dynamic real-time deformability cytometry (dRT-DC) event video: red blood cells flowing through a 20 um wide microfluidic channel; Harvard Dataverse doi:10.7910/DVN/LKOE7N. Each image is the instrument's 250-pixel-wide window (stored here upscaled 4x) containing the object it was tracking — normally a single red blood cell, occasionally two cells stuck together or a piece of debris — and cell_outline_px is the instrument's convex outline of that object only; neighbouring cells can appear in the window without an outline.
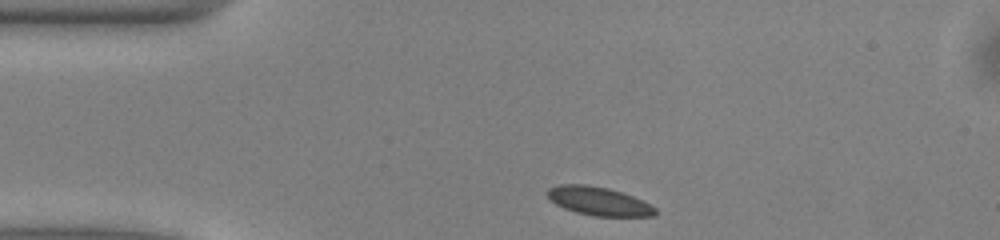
{"species": "common noctule bat (a hibernating species)", "species_latin": "Nyctalus noctula", "temperature_condition": "warm", "stored_images_in_passage": 42, "camera_frame_rate_fps": 3000, "um_per_image_px": 0.085, "animal": {"sex": "male", "body_mass_g": 13.0, "forearm_length_mm": 53.1}, "frame": {"image": 1, "passage_image": 1, "time_ms": 0.0, "image_size_px": [1000, 240], "cell_outline_px": [[656, 216], [596, 216], [576, 212], [564, 208], [556, 204], [548, 196], [548, 188], [560, 184], [584, 184], [608, 188], [632, 196], [656, 208]], "centroid_in_image_um": [50.88, 17.1], "position_along_channel_um": 34.1, "area_um2": 17.63}}
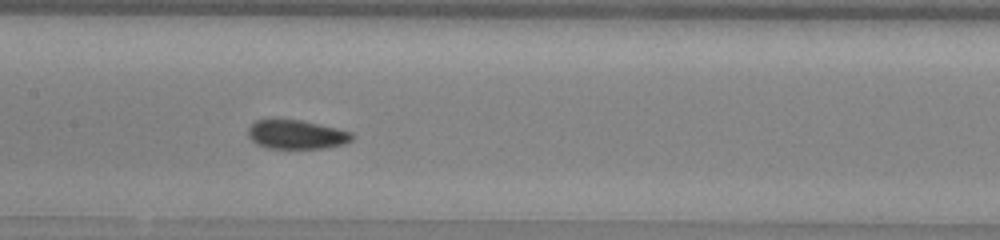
{"frame": {"image": 2, "passage_image": 15, "time_ms": 4.667, "image_size_px": [1000, 240], "cell_outline_px": [[352, 140], [344, 144], [324, 148], [264, 148], [256, 144], [248, 136], [248, 128], [256, 120], [300, 120], [336, 128], [352, 132]], "centroid_in_image_um": [25.18, 11.45], "position_along_channel_um": 182.2, "area_um2": 17.4}}
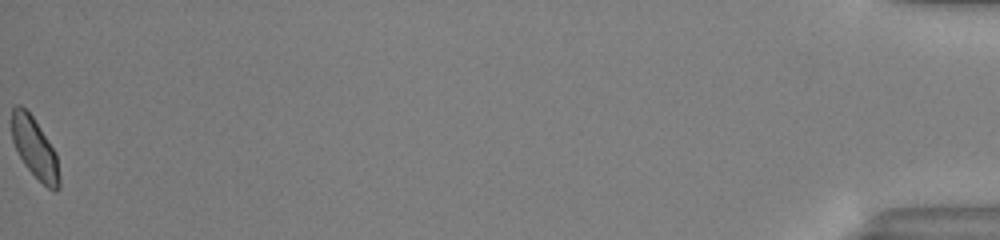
{"frame": {"image": 3, "passage_image": 42, "time_ms": 13.667, "image_size_px": [1000, 240], "cell_outline_px": [[60, 188], [56, 192], [48, 188], [24, 164], [12, 140], [12, 108], [16, 104], [20, 104], [32, 116], [56, 152], [60, 180]], "centroid_in_image_um": [2.96, 12.59], "position_along_channel_um": 432.2, "area_um2": 16.53}, "authors_computed_cell_mechanics": {"area_um2": 17.629, "velocity_mm_per_s": 3.9919, "shape_relaxation_time_tau1_ms": 3.1353, "shape_relaxation_time_tau2_ms": 2.286, "deformation_change_tau1": 0.0603, "deformation_change_tau2": 0.0701}}